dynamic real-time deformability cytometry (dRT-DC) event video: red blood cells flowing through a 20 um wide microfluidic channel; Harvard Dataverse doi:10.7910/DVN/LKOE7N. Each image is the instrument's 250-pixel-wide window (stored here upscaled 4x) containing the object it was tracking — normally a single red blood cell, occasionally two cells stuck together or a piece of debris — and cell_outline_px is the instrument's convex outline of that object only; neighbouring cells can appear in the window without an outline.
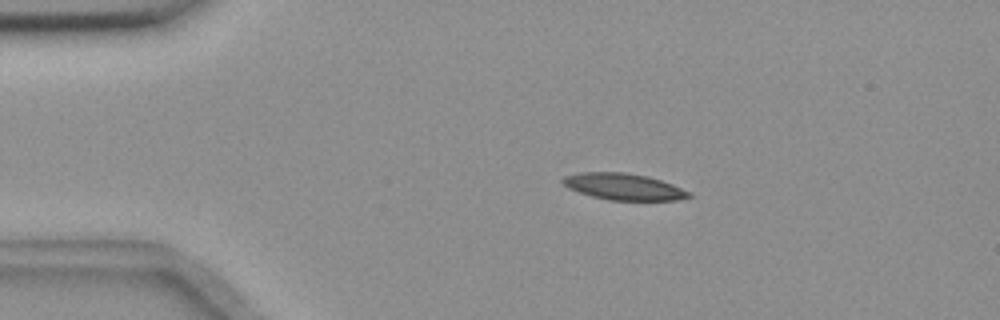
{"species": "common noctule bat (a hibernating species)", "species_latin": "Nyctalus noctula", "temperature_condition": "room temperature", "stored_images_in_passage": 8, "camera_frame_rate_fps": 3000, "um_per_image_px": 0.085, "animal": {"sex": "female", "body_mass_g": 18.4}, "frame": {"image": 1, "passage_image": 3, "time_ms": 0.667, "image_size_px": [1000, 320], "cell_outline_px": [[692, 196], [676, 200], [608, 200], [592, 196], [568, 188], [560, 180], [564, 176], [576, 172], [624, 172], [648, 176], [672, 184], [692, 192]], "centroid_in_image_um": [53.0, 15.86], "position_along_channel_um": 32.0, "area_um2": 19.54}}
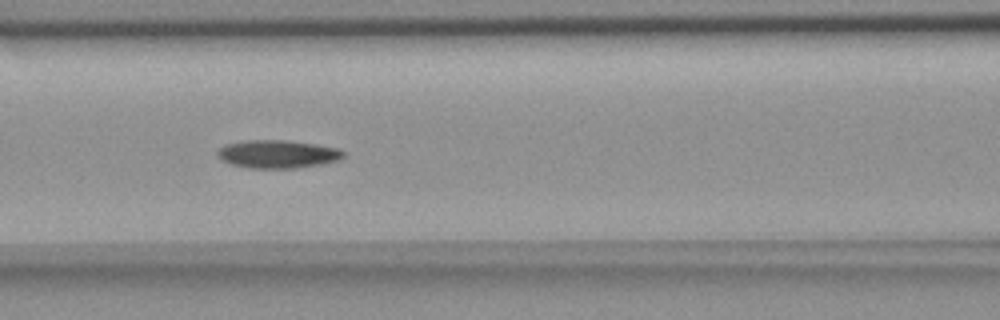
{"frame": {"image": 2, "passage_image": 7, "time_ms": 2.0, "image_size_px": [1000, 320], "cell_outline_px": [[344, 156], [340, 160], [324, 164], [296, 168], [248, 168], [232, 164], [224, 160], [216, 152], [224, 144], [244, 140], [284, 140], [316, 144], [336, 148], [344, 152]], "centroid_in_image_um": [23.62, 13.1], "position_along_channel_um": 143.0, "area_um2": 20.58}}
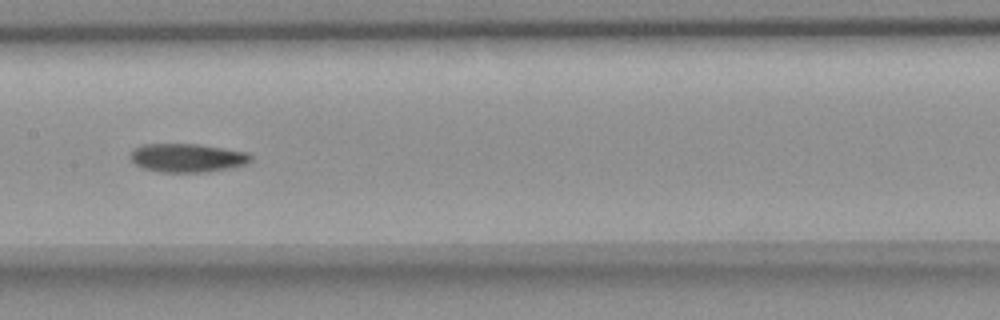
{"frame": {"image": 3, "passage_image": 8, "time_ms": 2.333, "image_size_px": [1000, 320], "cell_outline_px": [[252, 160], [244, 164], [228, 168], [208, 172], [160, 172], [144, 168], [136, 164], [132, 160], [132, 152], [136, 148], [144, 144], [200, 144], [248, 152], [252, 156]], "centroid_in_image_um": [15.96, 13.41], "position_along_channel_um": 191.4, "area_um2": 19.88}}